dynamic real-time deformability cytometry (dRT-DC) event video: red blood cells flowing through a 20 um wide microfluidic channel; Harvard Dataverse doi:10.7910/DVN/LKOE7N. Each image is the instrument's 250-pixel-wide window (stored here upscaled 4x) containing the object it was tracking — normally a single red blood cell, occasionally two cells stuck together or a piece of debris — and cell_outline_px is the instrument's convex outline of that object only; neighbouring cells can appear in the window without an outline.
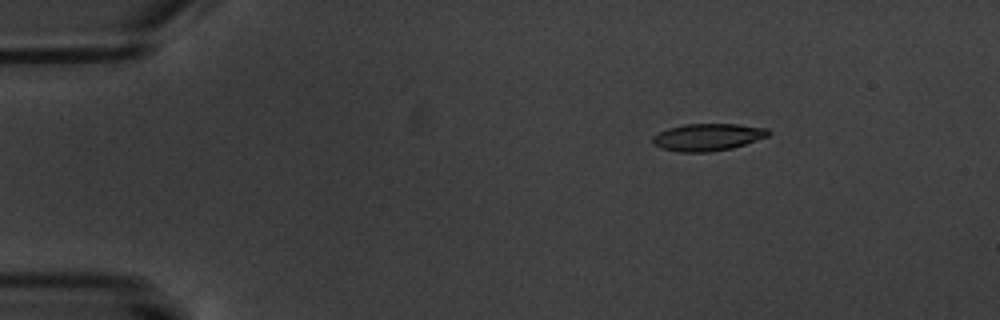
{"species": "common noctule bat (a hibernating species)", "species_latin": "Nyctalus noctula", "temperature_condition": "warm", "stored_images_in_passage": 12, "camera_frame_rate_fps": 3000, "um_per_image_px": 0.085, "animal": {"sex": "male", "body_mass_g": 20.1, "forearm_length_mm": 53.5}, "frame": {"image": 1, "passage_image": 3, "time_ms": 2.333, "image_size_px": [1000, 320], "cell_outline_px": [[772, 132], [768, 136], [732, 148], [712, 152], [680, 152], [660, 148], [652, 140], [652, 136], [668, 128], [684, 124], [736, 124], [768, 128]], "centroid_in_image_um": [60.17, 11.65], "position_along_channel_um": 24.8, "area_um2": 18.32}}
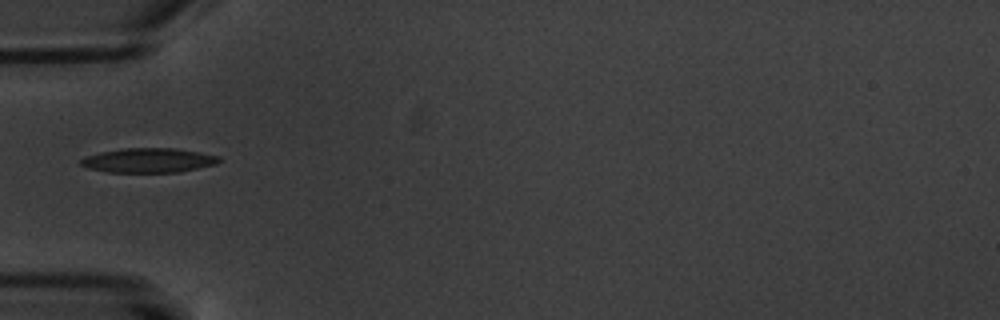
{"frame": {"image": 2, "passage_image": 6, "time_ms": 6.0, "image_size_px": [1000, 320], "cell_outline_px": [[220, 160], [216, 164], [180, 172], [108, 172], [88, 168], [80, 164], [80, 160], [88, 156], [100, 152], [124, 148], [172, 148], [220, 156]], "centroid_in_image_um": [12.62, 13.63], "position_along_channel_um": 72.4, "area_um2": 19.48}}
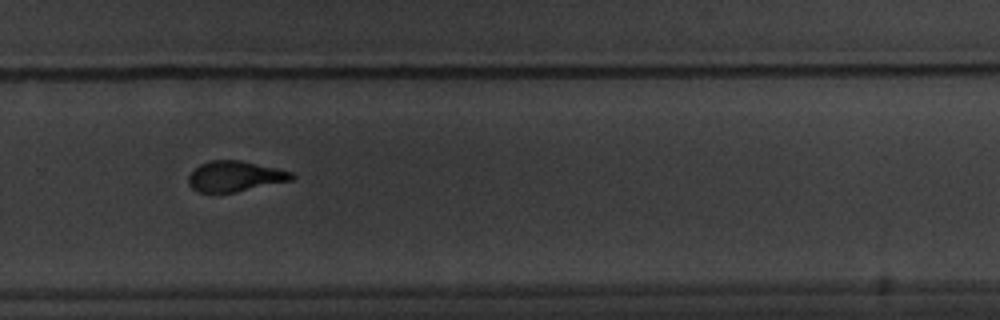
{"frame": {"image": 3, "passage_image": 12, "time_ms": 13.0, "image_size_px": [1000, 320], "cell_outline_px": [[296, 176], [292, 180], [236, 192], [200, 192], [192, 188], [188, 184], [188, 176], [200, 164], [212, 160], [240, 160], [276, 168], [292, 172]], "centroid_in_image_um": [19.98, 14.98], "position_along_channel_um": 309.8, "area_um2": 18.21}}